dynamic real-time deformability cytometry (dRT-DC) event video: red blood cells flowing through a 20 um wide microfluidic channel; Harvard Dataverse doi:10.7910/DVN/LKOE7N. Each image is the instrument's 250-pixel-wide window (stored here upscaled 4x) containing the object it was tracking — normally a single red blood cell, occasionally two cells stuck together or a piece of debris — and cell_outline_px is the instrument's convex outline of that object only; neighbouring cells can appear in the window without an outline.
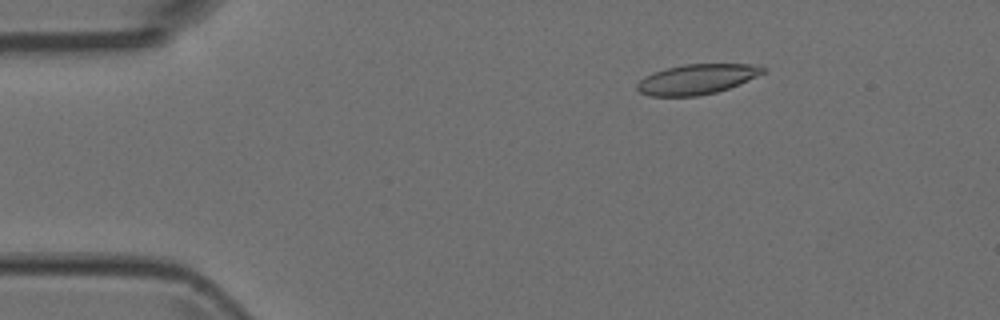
{"species": "Egyptian fruit bat (a non-hibernating species)", "species_latin": "Rousettus aegyptiacus", "temperature_condition": "room temperature", "stored_images_in_passage": 5, "camera_frame_rate_fps": 3000, "um_per_image_px": 0.085, "animal": {"sex": "female"}, "frame": {"image": 1, "passage_image": 3, "time_ms": 0.667, "image_size_px": [1000, 320], "cell_outline_px": [[768, 68], [764, 72], [740, 84], [716, 92], [696, 96], [648, 96], [640, 92], [636, 88], [636, 84], [644, 76], [652, 72], [684, 64], [752, 64]], "centroid_in_image_um": [59.21, 6.73], "position_along_channel_um": 25.8, "area_um2": 22.02}}
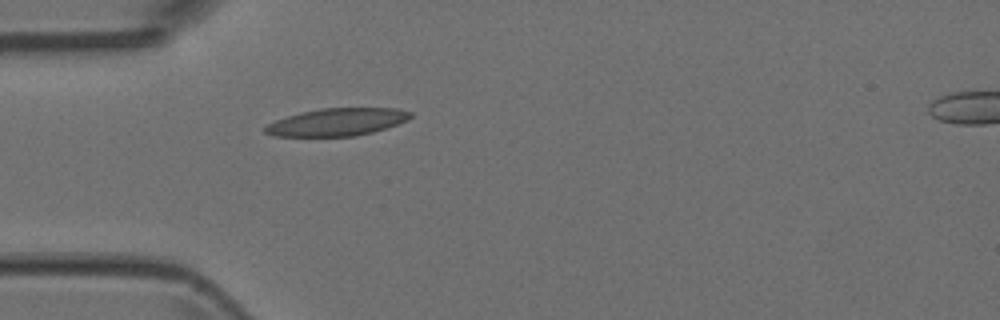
{"frame": {"image": 2, "passage_image": 5, "time_ms": 1.333, "image_size_px": [1000, 320], "cell_outline_px": [[412, 116], [408, 120], [372, 132], [356, 136], [276, 136], [264, 132], [264, 128], [268, 124], [276, 120], [300, 112], [320, 108], [396, 108], [412, 112]], "centroid_in_image_um": [28.66, 10.37], "position_along_channel_um": 56.3, "area_um2": 23.18}}